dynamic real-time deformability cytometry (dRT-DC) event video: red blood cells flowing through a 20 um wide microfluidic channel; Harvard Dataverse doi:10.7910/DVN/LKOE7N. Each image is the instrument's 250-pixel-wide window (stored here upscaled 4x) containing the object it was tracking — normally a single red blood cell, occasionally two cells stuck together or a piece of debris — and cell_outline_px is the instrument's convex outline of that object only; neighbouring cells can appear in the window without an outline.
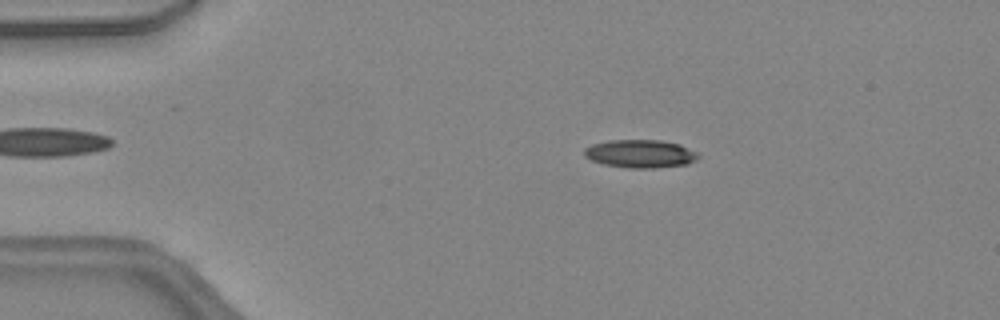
{"species": "common noctule bat (a hibernating species)", "species_latin": "Nyctalus noctula", "temperature_condition": "warm", "stored_images_in_passage": 39, "camera_frame_rate_fps": 3000, "um_per_image_px": 0.085, "animal": {"sex": "female", "body_mass_g": 24.6, "forearm_length_mm": 56.2}, "frame": {"image": 1, "passage_image": 8, "time_ms": 2.333, "image_size_px": [1000, 320], "cell_outline_px": [[700, 156], [696, 160], [688, 164], [652, 168], [628, 168], [604, 164], [592, 160], [584, 156], [584, 148], [592, 144], [608, 140], [660, 140], [680, 144], [696, 152]], "centroid_in_image_um": [54.42, 13.06], "position_along_channel_um": 30.6, "area_um2": 18.67}}
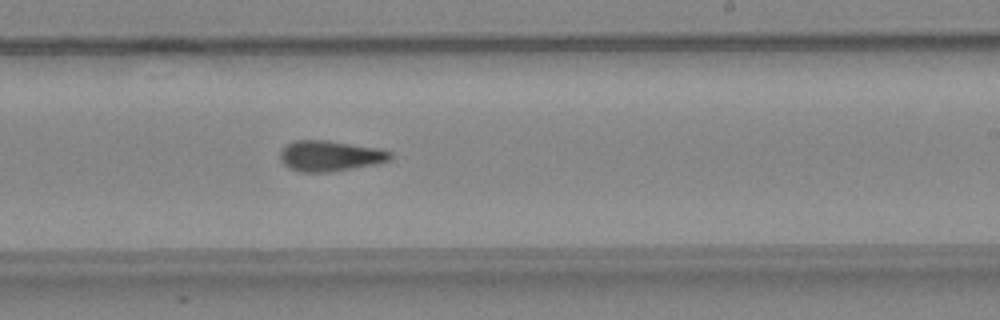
{"frame": {"image": 2, "passage_image": 27, "time_ms": 8.667, "image_size_px": [1000, 320], "cell_outline_px": [[392, 160], [332, 172], [300, 172], [288, 168], [280, 160], [280, 152], [292, 140], [328, 140], [380, 148], [392, 152]], "centroid_in_image_um": [28.05, 13.25], "position_along_channel_um": 260.9, "area_um2": 19.77}}
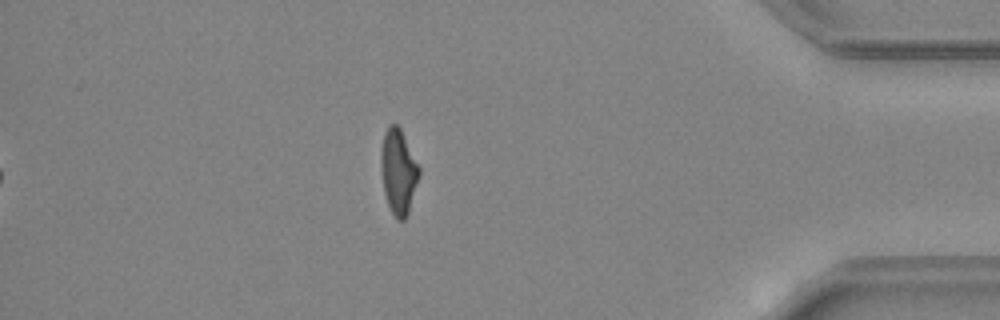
{"frame": {"image": 3, "passage_image": 39, "time_ms": 12.667, "image_size_px": [1000, 320], "cell_outline_px": [[420, 176], [408, 212], [404, 220], [396, 220], [388, 204], [384, 192], [380, 168], [380, 156], [384, 132], [388, 124], [396, 124], [400, 128], [420, 168]], "centroid_in_image_um": [33.85, 14.58], "position_along_channel_um": 401.3, "area_um2": 18.9}, "authors_computed_cell_mechanics": {"area_um2": 19.3052, "velocity_mm_per_s": 4.5219, "shape_relaxation_time_tau1_ms": null, "shape_relaxation_time_tau2_ms": 2.9598, "deformation_change_tau1": null, "deformation_change_tau2": 0.1265}}